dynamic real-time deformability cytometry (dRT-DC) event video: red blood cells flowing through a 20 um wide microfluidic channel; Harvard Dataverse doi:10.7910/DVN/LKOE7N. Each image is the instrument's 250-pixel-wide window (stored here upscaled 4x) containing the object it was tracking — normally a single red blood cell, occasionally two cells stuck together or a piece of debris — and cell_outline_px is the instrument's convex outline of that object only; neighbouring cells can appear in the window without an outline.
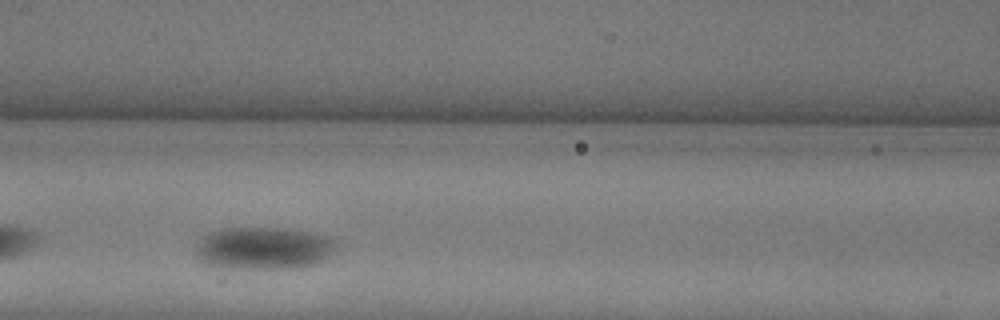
{"species": "common noctule bat (a hibernating species)", "species_latin": "Nyctalus noctula", "temperature_condition": "warm", "stored_images_in_passage": 32, "camera_frame_rate_fps": 3000, "um_per_image_px": 0.085, "animal": {"sex": "female"}, "frame": {"image": 1, "passage_image": 10, "time_ms": 3.0, "image_size_px": [1000, 320], "cell_outline_px": [[336, 244], [332, 252], [328, 256], [312, 264], [284, 268], [264, 268], [212, 264], [200, 260], [200, 244], [204, 236], [208, 232], [224, 228], [276, 228], [308, 232], [328, 236], [336, 240]], "centroid_in_image_um": [22.49, 21.05], "position_along_channel_um": 144.1, "area_um2": 33.06}}
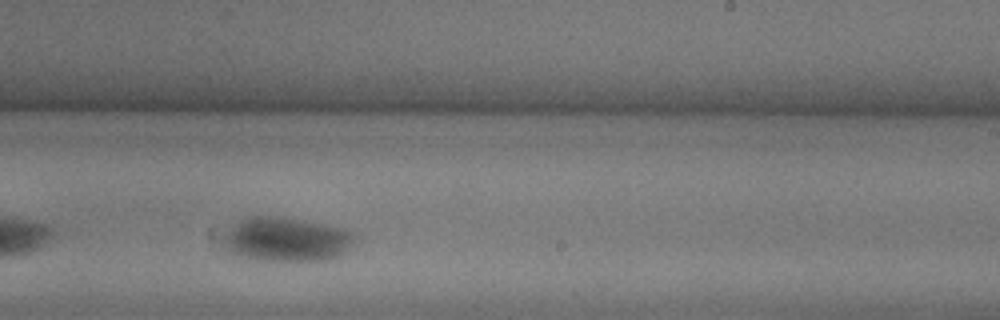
{"frame": {"image": 2, "passage_image": 19, "time_ms": 6.0, "image_size_px": [1000, 320], "cell_outline_px": [[356, 236], [352, 244], [344, 252], [336, 256], [324, 260], [272, 260], [240, 256], [228, 244], [228, 232], [240, 220], [248, 216], [272, 216], [296, 220], [340, 228], [352, 232]], "centroid_in_image_um": [24.44, 20.34], "position_along_channel_um": 264.6, "area_um2": 31.96}}